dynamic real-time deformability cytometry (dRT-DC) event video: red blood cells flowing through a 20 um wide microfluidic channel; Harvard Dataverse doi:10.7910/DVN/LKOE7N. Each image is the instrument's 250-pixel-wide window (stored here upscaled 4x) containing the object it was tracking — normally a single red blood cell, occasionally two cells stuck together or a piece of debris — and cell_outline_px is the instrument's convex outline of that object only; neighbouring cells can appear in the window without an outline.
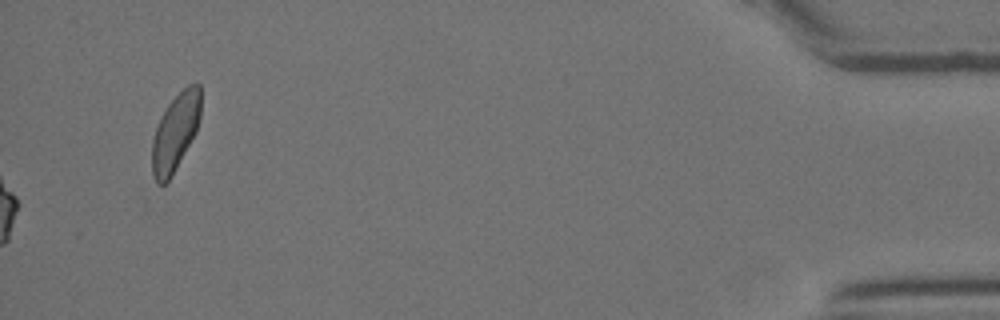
{"species": "Egyptian fruit bat (a non-hibernating species)", "species_latin": "Rousettus aegyptiacus", "temperature_condition": "room temperature", "stored_images_in_passage": 38, "camera_frame_rate_fps": 3000, "um_per_image_px": 0.085, "animal": {"sex": "female"}, "frame": {"image": 1, "passage_image": 38, "time_ms": 12.333, "image_size_px": [1000, 320], "cell_outline_px": [[200, 116], [196, 132], [172, 176], [164, 184], [156, 184], [152, 172], [152, 140], [160, 116], [168, 104], [188, 84], [200, 84]], "centroid_in_image_um": [14.89, 11.26], "position_along_channel_um": 420.3, "area_um2": 21.85}}